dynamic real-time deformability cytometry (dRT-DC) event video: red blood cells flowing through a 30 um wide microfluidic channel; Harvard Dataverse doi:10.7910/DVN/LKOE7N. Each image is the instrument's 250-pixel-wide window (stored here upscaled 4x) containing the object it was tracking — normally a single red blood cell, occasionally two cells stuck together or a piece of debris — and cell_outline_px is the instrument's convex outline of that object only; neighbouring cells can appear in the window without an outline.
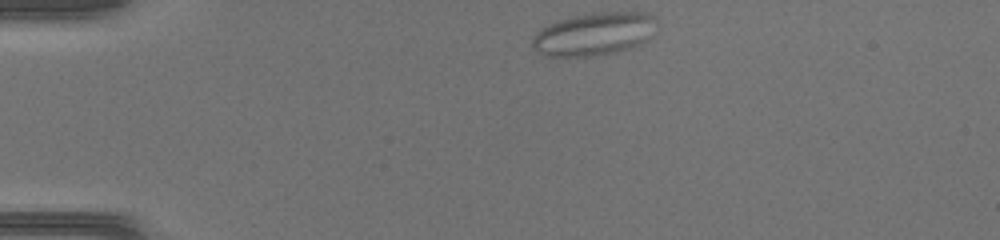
{"species": "common noctule bat (a hibernating species)", "species_latin": "Nyctalus noctula", "temperature_condition": "warm", "stored_images_in_passage": 37, "camera_frame_rate_fps": 3000, "um_per_image_px": 0.085, "animal": {"sex": "female", "body_mass_g": 17.0, "forearm_length_mm": 48.0}, "frame": {"image": 1, "passage_image": 1, "time_ms": 0.0, "image_size_px": [1000, 240], "cell_outline_px": [[660, 28], [648, 40], [632, 48], [592, 56], [544, 56], [536, 52], [532, 48], [532, 36], [536, 32], [548, 24], [556, 20], [592, 12], [648, 12], [656, 16]], "centroid_in_image_um": [50.56, 2.87], "position_along_channel_um": 34.4, "area_um2": 31.91}}
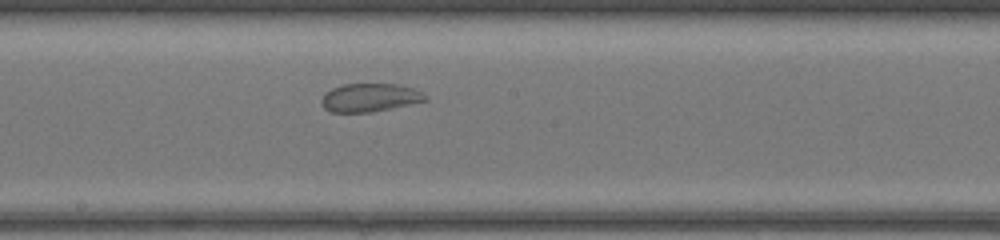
{"frame": {"image": 2, "passage_image": 17, "time_ms": 5.333, "image_size_px": [1000, 240], "cell_outline_px": [[428, 100], [392, 108], [372, 112], [332, 112], [324, 108], [320, 104], [320, 100], [324, 92], [332, 88], [344, 84], [400, 84], [424, 92], [428, 96]], "centroid_in_image_um": [31.43, 8.29], "position_along_channel_um": 216.8, "area_um2": 17.34}}
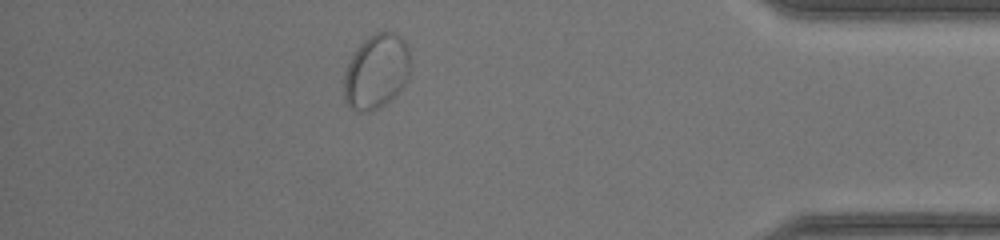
{"frame": {"image": 3, "passage_image": 32, "time_ms": 10.333, "image_size_px": [1000, 240], "cell_outline_px": [[412, 64], [408, 76], [404, 84], [384, 104], [372, 112], [360, 112], [352, 108], [344, 100], [344, 72], [356, 48], [368, 36], [376, 32], [396, 32], [404, 40], [408, 48]], "centroid_in_image_um": [31.99, 6.05], "position_along_channel_um": 403.2, "area_um2": 28.96}}